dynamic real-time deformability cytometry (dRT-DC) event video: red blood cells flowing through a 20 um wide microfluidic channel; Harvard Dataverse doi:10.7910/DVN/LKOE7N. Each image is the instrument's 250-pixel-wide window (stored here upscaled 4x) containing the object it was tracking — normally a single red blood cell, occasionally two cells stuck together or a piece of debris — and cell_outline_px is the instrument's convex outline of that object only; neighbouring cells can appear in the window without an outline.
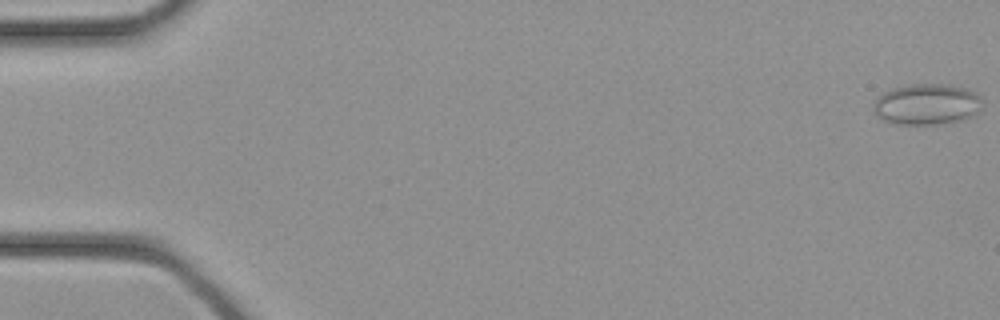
{"species": "common noctule bat (a hibernating species)", "species_latin": "Nyctalus noctula", "temperature_condition": "cold", "stored_images_in_passage": 12, "camera_frame_rate_fps": 3000, "um_per_image_px": 0.085, "animal": {"sex": "female", "body_mass_g": 21.9}, "frame": {"image": 1, "passage_image": 1, "time_ms": 0.0, "image_size_px": [1000, 320], "cell_outline_px": [[980, 112], [972, 116], [960, 120], [944, 124], [896, 124], [884, 120], [876, 116], [872, 108], [872, 104], [884, 92], [892, 88], [904, 84], [948, 84], [968, 88], [976, 92], [980, 96]], "centroid_in_image_um": [78.78, 8.85], "position_along_channel_um": 6.2, "area_um2": 26.36}}